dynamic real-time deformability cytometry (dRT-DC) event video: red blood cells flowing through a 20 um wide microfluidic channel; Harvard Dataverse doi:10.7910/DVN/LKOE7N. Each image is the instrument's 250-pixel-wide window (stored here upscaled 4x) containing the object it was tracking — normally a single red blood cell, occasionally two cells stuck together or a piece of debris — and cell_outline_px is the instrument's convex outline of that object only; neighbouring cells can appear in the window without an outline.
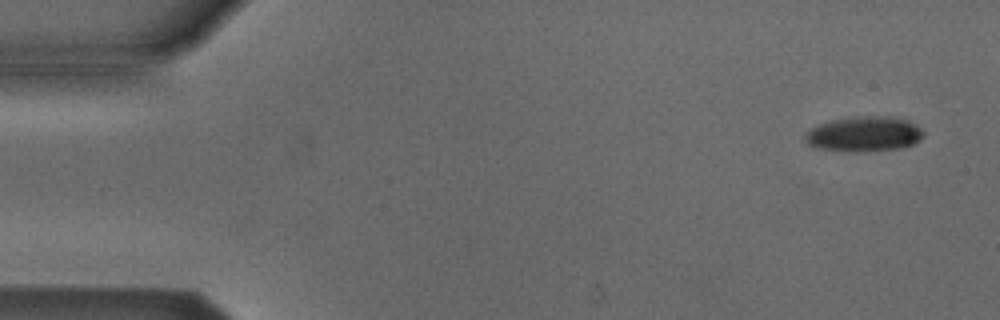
{"species": "Egyptian fruit bat (a non-hibernating species)", "species_latin": "Rousettus aegyptiacus", "temperature_condition": "cold", "stored_images_in_passage": 4, "camera_frame_rate_fps": 3000, "um_per_image_px": 0.085, "animal": {"sex": "male"}, "frame": {"image": 1, "passage_image": 1, "time_ms": 0.0, "image_size_px": [1000, 320], "cell_outline_px": [[924, 136], [912, 144], [896, 148], [820, 148], [808, 144], [804, 140], [804, 136], [812, 128], [820, 124], [832, 120], [856, 116], [892, 116], [908, 120], [920, 128], [924, 132]], "centroid_in_image_um": [73.48, 11.31], "position_along_channel_um": 11.5, "area_um2": 22.77}}
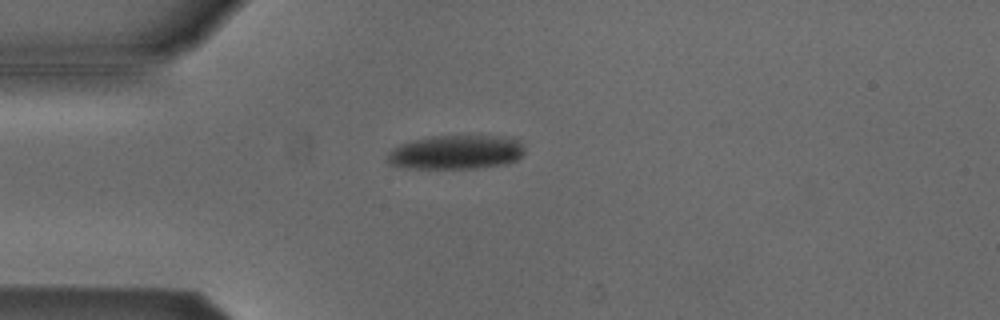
{"frame": {"image": 2, "passage_image": 4, "time_ms": 3.667, "image_size_px": [1000, 320], "cell_outline_px": [[524, 152], [516, 160], [508, 164], [476, 168], [404, 168], [388, 164], [388, 152], [392, 148], [400, 144], [412, 140], [432, 136], [512, 136], [520, 140], [524, 148]], "centroid_in_image_um": [38.78, 12.93], "position_along_channel_um": 46.2, "area_um2": 27.57}}